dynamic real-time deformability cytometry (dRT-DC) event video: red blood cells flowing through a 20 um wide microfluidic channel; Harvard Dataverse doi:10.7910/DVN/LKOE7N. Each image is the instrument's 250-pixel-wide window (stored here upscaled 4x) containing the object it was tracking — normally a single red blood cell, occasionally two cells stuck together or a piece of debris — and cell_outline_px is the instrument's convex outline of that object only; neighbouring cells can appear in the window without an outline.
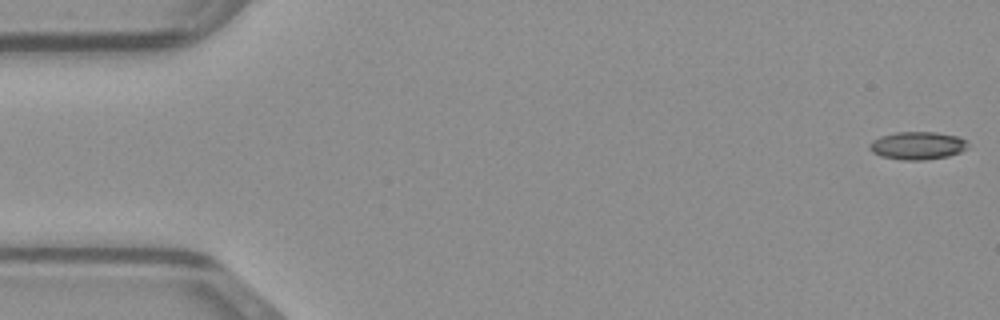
{"species": "common noctule bat (a hibernating species)", "species_latin": "Nyctalus noctula", "temperature_condition": "warm", "stored_images_in_passage": 48, "camera_frame_rate_fps": 3000, "um_per_image_px": 0.085, "animal": {"sex": "male", "body_mass_g": 23.1, "forearm_length_mm": 52.7}, "frame": {"image": 1, "passage_image": 1, "time_ms": 0.0, "image_size_px": [1000, 320], "cell_outline_px": [[968, 148], [960, 152], [948, 156], [924, 160], [904, 160], [880, 156], [872, 152], [868, 148], [868, 144], [872, 140], [880, 136], [896, 132], [936, 132], [956, 136], [968, 140]], "centroid_in_image_um": [77.97, 12.37], "position_along_channel_um": 7.0, "area_um2": 16.13}}
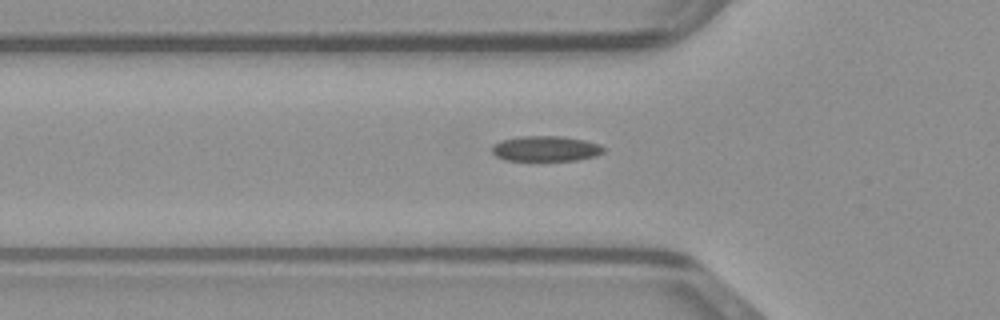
{"frame": {"image": 2, "passage_image": 16, "time_ms": 5.0, "image_size_px": [1000, 320], "cell_outline_px": [[604, 152], [596, 156], [576, 160], [504, 160], [496, 156], [492, 152], [492, 144], [500, 140], [520, 136], [560, 136], [584, 140], [600, 144], [604, 148]], "centroid_in_image_um": [46.37, 12.63], "position_along_channel_um": 79.4, "area_um2": 16.53}}
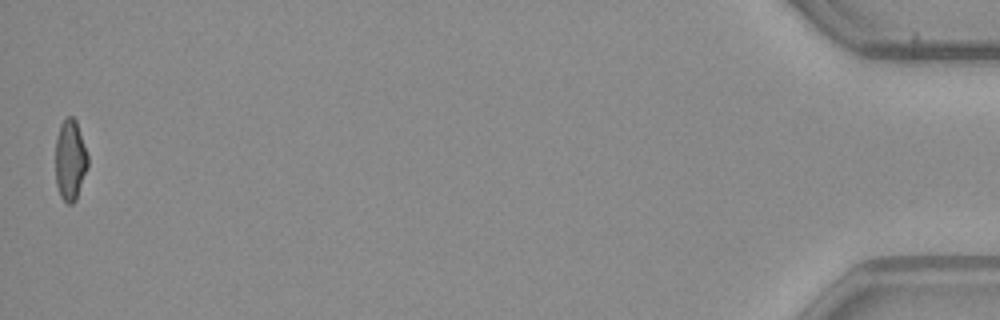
{"frame": {"image": 3, "passage_image": 48, "time_ms": 15.667, "image_size_px": [1000, 320], "cell_outline_px": [[88, 164], [76, 200], [72, 204], [68, 204], [60, 196], [56, 184], [56, 136], [60, 124], [68, 116], [72, 116], [76, 120], [88, 156]], "centroid_in_image_um": [5.96, 13.6], "position_along_channel_um": 429.2, "area_um2": 15.14}}